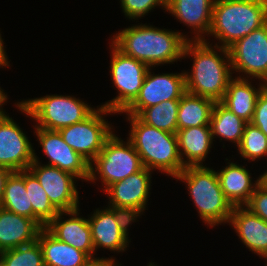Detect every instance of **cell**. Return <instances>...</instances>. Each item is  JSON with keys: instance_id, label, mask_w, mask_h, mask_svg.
I'll use <instances>...</instances> for the list:
<instances>
[{"instance_id": "cell-14", "label": "cell", "mask_w": 267, "mask_h": 266, "mask_svg": "<svg viewBox=\"0 0 267 266\" xmlns=\"http://www.w3.org/2000/svg\"><path fill=\"white\" fill-rule=\"evenodd\" d=\"M34 148L25 132L9 117H0V166L11 171L28 170Z\"/></svg>"}, {"instance_id": "cell-3", "label": "cell", "mask_w": 267, "mask_h": 266, "mask_svg": "<svg viewBox=\"0 0 267 266\" xmlns=\"http://www.w3.org/2000/svg\"><path fill=\"white\" fill-rule=\"evenodd\" d=\"M267 23V0H215L209 36L228 49Z\"/></svg>"}, {"instance_id": "cell-26", "label": "cell", "mask_w": 267, "mask_h": 266, "mask_svg": "<svg viewBox=\"0 0 267 266\" xmlns=\"http://www.w3.org/2000/svg\"><path fill=\"white\" fill-rule=\"evenodd\" d=\"M0 207L20 216L33 219L29 194L25 189V170L12 171L5 182Z\"/></svg>"}, {"instance_id": "cell-1", "label": "cell", "mask_w": 267, "mask_h": 266, "mask_svg": "<svg viewBox=\"0 0 267 266\" xmlns=\"http://www.w3.org/2000/svg\"><path fill=\"white\" fill-rule=\"evenodd\" d=\"M188 40L190 38L180 31H170L146 24L124 28L111 37V42L125 55L152 68L182 60Z\"/></svg>"}, {"instance_id": "cell-2", "label": "cell", "mask_w": 267, "mask_h": 266, "mask_svg": "<svg viewBox=\"0 0 267 266\" xmlns=\"http://www.w3.org/2000/svg\"><path fill=\"white\" fill-rule=\"evenodd\" d=\"M209 43L205 39L185 44L183 57H193L191 73L184 71L186 92L220 102L233 78L230 56L228 49Z\"/></svg>"}, {"instance_id": "cell-21", "label": "cell", "mask_w": 267, "mask_h": 266, "mask_svg": "<svg viewBox=\"0 0 267 266\" xmlns=\"http://www.w3.org/2000/svg\"><path fill=\"white\" fill-rule=\"evenodd\" d=\"M41 229L35 220L0 207V252L36 241Z\"/></svg>"}, {"instance_id": "cell-9", "label": "cell", "mask_w": 267, "mask_h": 266, "mask_svg": "<svg viewBox=\"0 0 267 266\" xmlns=\"http://www.w3.org/2000/svg\"><path fill=\"white\" fill-rule=\"evenodd\" d=\"M111 113L114 112L97 106V109L84 121L62 128L59 132L71 148L91 163L114 132L112 125L104 118Z\"/></svg>"}, {"instance_id": "cell-42", "label": "cell", "mask_w": 267, "mask_h": 266, "mask_svg": "<svg viewBox=\"0 0 267 266\" xmlns=\"http://www.w3.org/2000/svg\"><path fill=\"white\" fill-rule=\"evenodd\" d=\"M264 258V260L267 262V253L262 257V259ZM266 266H267V263H266Z\"/></svg>"}, {"instance_id": "cell-23", "label": "cell", "mask_w": 267, "mask_h": 266, "mask_svg": "<svg viewBox=\"0 0 267 266\" xmlns=\"http://www.w3.org/2000/svg\"><path fill=\"white\" fill-rule=\"evenodd\" d=\"M257 87L250 79H234L233 76L220 103L247 123L251 122L257 98L263 90L262 83L259 82Z\"/></svg>"}, {"instance_id": "cell-41", "label": "cell", "mask_w": 267, "mask_h": 266, "mask_svg": "<svg viewBox=\"0 0 267 266\" xmlns=\"http://www.w3.org/2000/svg\"><path fill=\"white\" fill-rule=\"evenodd\" d=\"M262 181L267 185V170L262 174Z\"/></svg>"}, {"instance_id": "cell-24", "label": "cell", "mask_w": 267, "mask_h": 266, "mask_svg": "<svg viewBox=\"0 0 267 266\" xmlns=\"http://www.w3.org/2000/svg\"><path fill=\"white\" fill-rule=\"evenodd\" d=\"M37 240L42 249L44 266H82L90 258L73 246L58 240L45 227Z\"/></svg>"}, {"instance_id": "cell-12", "label": "cell", "mask_w": 267, "mask_h": 266, "mask_svg": "<svg viewBox=\"0 0 267 266\" xmlns=\"http://www.w3.org/2000/svg\"><path fill=\"white\" fill-rule=\"evenodd\" d=\"M149 67L135 101L122 113L137 116L144 108L180 99L186 93L185 73L154 74ZM153 73V74H152Z\"/></svg>"}, {"instance_id": "cell-25", "label": "cell", "mask_w": 267, "mask_h": 266, "mask_svg": "<svg viewBox=\"0 0 267 266\" xmlns=\"http://www.w3.org/2000/svg\"><path fill=\"white\" fill-rule=\"evenodd\" d=\"M215 103L216 102L212 99L186 92L180 98L178 107V130L210 125L212 110Z\"/></svg>"}, {"instance_id": "cell-19", "label": "cell", "mask_w": 267, "mask_h": 266, "mask_svg": "<svg viewBox=\"0 0 267 266\" xmlns=\"http://www.w3.org/2000/svg\"><path fill=\"white\" fill-rule=\"evenodd\" d=\"M237 236L249 251L262 258L267 253V222L243 207H234L229 219Z\"/></svg>"}, {"instance_id": "cell-11", "label": "cell", "mask_w": 267, "mask_h": 266, "mask_svg": "<svg viewBox=\"0 0 267 266\" xmlns=\"http://www.w3.org/2000/svg\"><path fill=\"white\" fill-rule=\"evenodd\" d=\"M28 170L37 178L46 191L51 203L59 211H72L79 208V192L76 177L61 169L39 162L34 150V161Z\"/></svg>"}, {"instance_id": "cell-6", "label": "cell", "mask_w": 267, "mask_h": 266, "mask_svg": "<svg viewBox=\"0 0 267 266\" xmlns=\"http://www.w3.org/2000/svg\"><path fill=\"white\" fill-rule=\"evenodd\" d=\"M22 113L36 121L34 127L59 131L84 121L96 109L70 95H46L15 103Z\"/></svg>"}, {"instance_id": "cell-33", "label": "cell", "mask_w": 267, "mask_h": 266, "mask_svg": "<svg viewBox=\"0 0 267 266\" xmlns=\"http://www.w3.org/2000/svg\"><path fill=\"white\" fill-rule=\"evenodd\" d=\"M244 207L267 222V185L263 181L256 187Z\"/></svg>"}, {"instance_id": "cell-27", "label": "cell", "mask_w": 267, "mask_h": 266, "mask_svg": "<svg viewBox=\"0 0 267 266\" xmlns=\"http://www.w3.org/2000/svg\"><path fill=\"white\" fill-rule=\"evenodd\" d=\"M247 122L231 112L220 102H216L210 119L212 139L218 137L229 142L235 143L236 147L240 144Z\"/></svg>"}, {"instance_id": "cell-13", "label": "cell", "mask_w": 267, "mask_h": 266, "mask_svg": "<svg viewBox=\"0 0 267 266\" xmlns=\"http://www.w3.org/2000/svg\"><path fill=\"white\" fill-rule=\"evenodd\" d=\"M34 128V134L49 160L47 165L68 172L78 180L89 182L90 163L63 140L59 131Z\"/></svg>"}, {"instance_id": "cell-15", "label": "cell", "mask_w": 267, "mask_h": 266, "mask_svg": "<svg viewBox=\"0 0 267 266\" xmlns=\"http://www.w3.org/2000/svg\"><path fill=\"white\" fill-rule=\"evenodd\" d=\"M78 211L79 208L60 211L45 228L58 240L85 252L89 257H94L95 250L88 219L81 217ZM64 215L70 218L64 219Z\"/></svg>"}, {"instance_id": "cell-7", "label": "cell", "mask_w": 267, "mask_h": 266, "mask_svg": "<svg viewBox=\"0 0 267 266\" xmlns=\"http://www.w3.org/2000/svg\"><path fill=\"white\" fill-rule=\"evenodd\" d=\"M94 164V165H93ZM144 168L141 158L132 143L112 134L104 143L103 149L90 163V183L101 180L102 191L111 184L124 180Z\"/></svg>"}, {"instance_id": "cell-35", "label": "cell", "mask_w": 267, "mask_h": 266, "mask_svg": "<svg viewBox=\"0 0 267 266\" xmlns=\"http://www.w3.org/2000/svg\"><path fill=\"white\" fill-rule=\"evenodd\" d=\"M251 123L267 136V93L263 90L257 98Z\"/></svg>"}, {"instance_id": "cell-10", "label": "cell", "mask_w": 267, "mask_h": 266, "mask_svg": "<svg viewBox=\"0 0 267 266\" xmlns=\"http://www.w3.org/2000/svg\"><path fill=\"white\" fill-rule=\"evenodd\" d=\"M228 51L233 73L239 72L237 78L262 80L267 75V23L235 42Z\"/></svg>"}, {"instance_id": "cell-5", "label": "cell", "mask_w": 267, "mask_h": 266, "mask_svg": "<svg viewBox=\"0 0 267 266\" xmlns=\"http://www.w3.org/2000/svg\"><path fill=\"white\" fill-rule=\"evenodd\" d=\"M175 179L187 185L188 194L207 226L215 227L229 222L234 207L220 187L216 170L206 165L187 166Z\"/></svg>"}, {"instance_id": "cell-34", "label": "cell", "mask_w": 267, "mask_h": 266, "mask_svg": "<svg viewBox=\"0 0 267 266\" xmlns=\"http://www.w3.org/2000/svg\"><path fill=\"white\" fill-rule=\"evenodd\" d=\"M115 216V219L118 223L120 230L128 237V228L129 225L137 220L143 214L142 210L133 208V207H116V206H107Z\"/></svg>"}, {"instance_id": "cell-31", "label": "cell", "mask_w": 267, "mask_h": 266, "mask_svg": "<svg viewBox=\"0 0 267 266\" xmlns=\"http://www.w3.org/2000/svg\"><path fill=\"white\" fill-rule=\"evenodd\" d=\"M238 152L243 159L248 161L267 157V136L251 122L245 126Z\"/></svg>"}, {"instance_id": "cell-39", "label": "cell", "mask_w": 267, "mask_h": 266, "mask_svg": "<svg viewBox=\"0 0 267 266\" xmlns=\"http://www.w3.org/2000/svg\"><path fill=\"white\" fill-rule=\"evenodd\" d=\"M3 91L4 90H2L0 87V117L7 115V112L5 114V110H3L2 105H4L7 102L8 96Z\"/></svg>"}, {"instance_id": "cell-18", "label": "cell", "mask_w": 267, "mask_h": 266, "mask_svg": "<svg viewBox=\"0 0 267 266\" xmlns=\"http://www.w3.org/2000/svg\"><path fill=\"white\" fill-rule=\"evenodd\" d=\"M227 164L223 169L217 170L220 187L233 207H243L262 181V175L254 180V183L250 171L245 166L230 160Z\"/></svg>"}, {"instance_id": "cell-28", "label": "cell", "mask_w": 267, "mask_h": 266, "mask_svg": "<svg viewBox=\"0 0 267 266\" xmlns=\"http://www.w3.org/2000/svg\"><path fill=\"white\" fill-rule=\"evenodd\" d=\"M25 189L32 205L33 220L42 228L46 227L60 211L51 203L46 191L29 170H25Z\"/></svg>"}, {"instance_id": "cell-20", "label": "cell", "mask_w": 267, "mask_h": 266, "mask_svg": "<svg viewBox=\"0 0 267 266\" xmlns=\"http://www.w3.org/2000/svg\"><path fill=\"white\" fill-rule=\"evenodd\" d=\"M88 218L95 252L99 248L118 253L126 251L130 240L118 227L114 213L108 208L94 210Z\"/></svg>"}, {"instance_id": "cell-30", "label": "cell", "mask_w": 267, "mask_h": 266, "mask_svg": "<svg viewBox=\"0 0 267 266\" xmlns=\"http://www.w3.org/2000/svg\"><path fill=\"white\" fill-rule=\"evenodd\" d=\"M0 262L4 266H44L39 241L0 252Z\"/></svg>"}, {"instance_id": "cell-37", "label": "cell", "mask_w": 267, "mask_h": 266, "mask_svg": "<svg viewBox=\"0 0 267 266\" xmlns=\"http://www.w3.org/2000/svg\"><path fill=\"white\" fill-rule=\"evenodd\" d=\"M12 171L0 166V203L4 194L5 182Z\"/></svg>"}, {"instance_id": "cell-40", "label": "cell", "mask_w": 267, "mask_h": 266, "mask_svg": "<svg viewBox=\"0 0 267 266\" xmlns=\"http://www.w3.org/2000/svg\"><path fill=\"white\" fill-rule=\"evenodd\" d=\"M260 82H262L263 91L267 93V75Z\"/></svg>"}, {"instance_id": "cell-4", "label": "cell", "mask_w": 267, "mask_h": 266, "mask_svg": "<svg viewBox=\"0 0 267 266\" xmlns=\"http://www.w3.org/2000/svg\"><path fill=\"white\" fill-rule=\"evenodd\" d=\"M127 116L131 124L127 139L139 154L143 166L175 178L185 168L179 155L177 135L149 126L135 115Z\"/></svg>"}, {"instance_id": "cell-43", "label": "cell", "mask_w": 267, "mask_h": 266, "mask_svg": "<svg viewBox=\"0 0 267 266\" xmlns=\"http://www.w3.org/2000/svg\"><path fill=\"white\" fill-rule=\"evenodd\" d=\"M147 266H157V264H154L152 261Z\"/></svg>"}, {"instance_id": "cell-29", "label": "cell", "mask_w": 267, "mask_h": 266, "mask_svg": "<svg viewBox=\"0 0 267 266\" xmlns=\"http://www.w3.org/2000/svg\"><path fill=\"white\" fill-rule=\"evenodd\" d=\"M180 99L163 101L157 105L144 108L137 117L145 124L162 131L176 134L177 116Z\"/></svg>"}, {"instance_id": "cell-17", "label": "cell", "mask_w": 267, "mask_h": 266, "mask_svg": "<svg viewBox=\"0 0 267 266\" xmlns=\"http://www.w3.org/2000/svg\"><path fill=\"white\" fill-rule=\"evenodd\" d=\"M215 0H167L166 11L191 28L190 40H205L209 34ZM204 34V35H203Z\"/></svg>"}, {"instance_id": "cell-36", "label": "cell", "mask_w": 267, "mask_h": 266, "mask_svg": "<svg viewBox=\"0 0 267 266\" xmlns=\"http://www.w3.org/2000/svg\"><path fill=\"white\" fill-rule=\"evenodd\" d=\"M116 258H99V257H90L84 265L82 266H121V264H117L115 261Z\"/></svg>"}, {"instance_id": "cell-8", "label": "cell", "mask_w": 267, "mask_h": 266, "mask_svg": "<svg viewBox=\"0 0 267 266\" xmlns=\"http://www.w3.org/2000/svg\"><path fill=\"white\" fill-rule=\"evenodd\" d=\"M110 76L112 83L118 90V95L101 107L116 113L124 112L138 97L149 67L139 61L125 55L112 42Z\"/></svg>"}, {"instance_id": "cell-32", "label": "cell", "mask_w": 267, "mask_h": 266, "mask_svg": "<svg viewBox=\"0 0 267 266\" xmlns=\"http://www.w3.org/2000/svg\"><path fill=\"white\" fill-rule=\"evenodd\" d=\"M166 2L167 0H120V7L127 18L135 21L150 13L157 6H161L166 11Z\"/></svg>"}, {"instance_id": "cell-22", "label": "cell", "mask_w": 267, "mask_h": 266, "mask_svg": "<svg viewBox=\"0 0 267 266\" xmlns=\"http://www.w3.org/2000/svg\"><path fill=\"white\" fill-rule=\"evenodd\" d=\"M178 150L185 167L201 166L212 148L210 125L177 130Z\"/></svg>"}, {"instance_id": "cell-16", "label": "cell", "mask_w": 267, "mask_h": 266, "mask_svg": "<svg viewBox=\"0 0 267 266\" xmlns=\"http://www.w3.org/2000/svg\"><path fill=\"white\" fill-rule=\"evenodd\" d=\"M152 173L144 167L124 180L111 184L104 192L109 196L108 206L133 207L144 212L150 197Z\"/></svg>"}, {"instance_id": "cell-38", "label": "cell", "mask_w": 267, "mask_h": 266, "mask_svg": "<svg viewBox=\"0 0 267 266\" xmlns=\"http://www.w3.org/2000/svg\"><path fill=\"white\" fill-rule=\"evenodd\" d=\"M10 61H8V57L4 48V42L0 33V68L9 67Z\"/></svg>"}]
</instances>
